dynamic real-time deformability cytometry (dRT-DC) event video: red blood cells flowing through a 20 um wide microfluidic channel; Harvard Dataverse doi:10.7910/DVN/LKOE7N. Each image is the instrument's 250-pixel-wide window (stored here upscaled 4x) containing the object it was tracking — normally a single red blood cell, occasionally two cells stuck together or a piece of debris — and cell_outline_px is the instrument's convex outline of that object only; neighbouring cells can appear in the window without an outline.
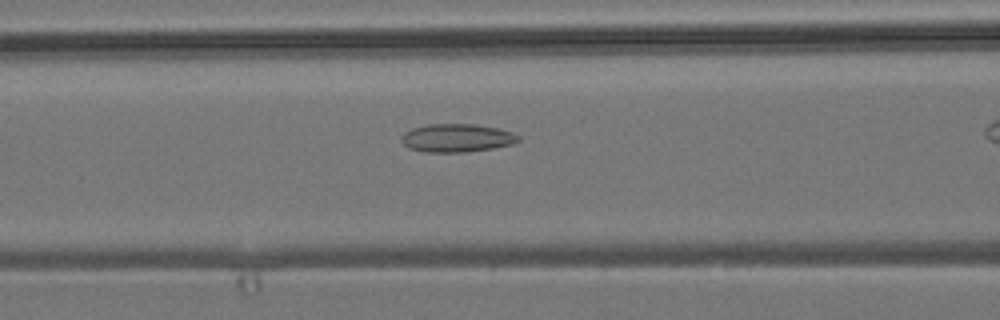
{"species": "common noctule bat (a hibernating species)", "species_latin": "Nyctalus noctula", "temperature_condition": "room temperature", "stored_images_in_passage": 35, "camera_frame_rate_fps": 3000, "um_per_image_px": 0.085, "animal": {"sex": "male", "body_mass_g": 19.2, "forearm_length_mm": 51.8}, "frame": {"image": 1, "passage_image": 15, "time_ms": 4.667, "image_size_px": [1000, 320], "cell_outline_px": [[520, 140], [512, 144], [492, 148], [468, 152], [424, 152], [408, 148], [400, 140], [400, 136], [404, 132], [412, 128], [428, 124], [476, 124], [500, 128], [512, 132], [520, 136]], "centroid_in_image_um": [38.82, 11.72], "position_along_channel_um": 127.8, "area_um2": 19.48}}
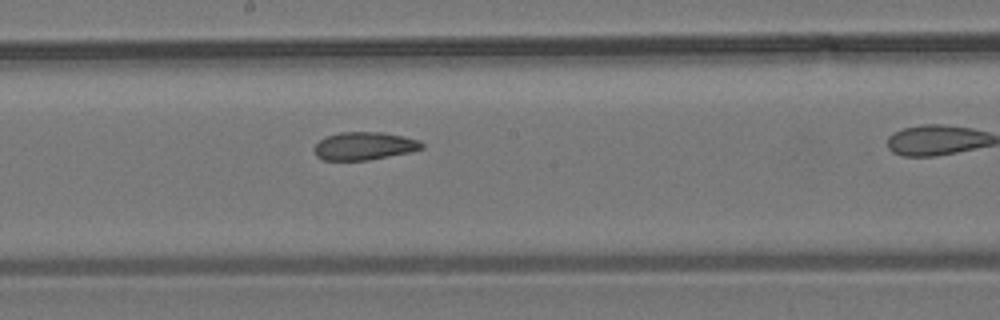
{"frame": {"image": 2, "passage_image": 22, "time_ms": 7.0, "image_size_px": [1000, 320], "cell_outline_px": [[424, 148], [408, 152], [368, 160], [324, 160], [316, 156], [312, 148], [320, 140], [328, 136], [340, 132], [384, 132], [404, 136], [420, 140], [424, 144]], "centroid_in_image_um": [30.96, 12.4], "position_along_channel_um": 217.2, "area_um2": 17.51}}
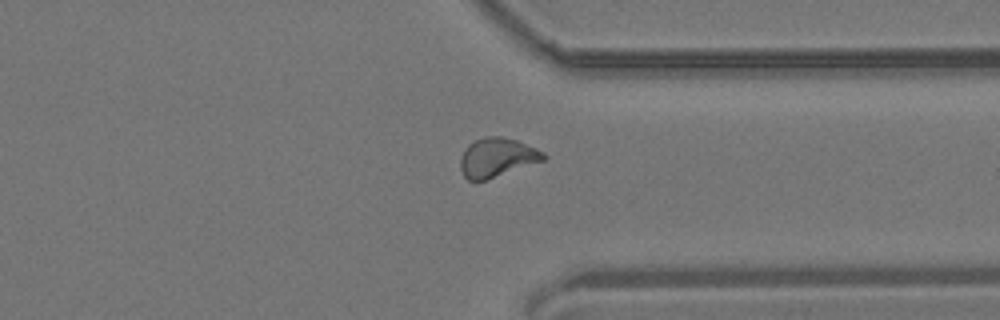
{"frame": {"image": 3, "passage_image": 34, "time_ms": 11.0, "image_size_px": [1000, 320], "cell_outline_px": [[548, 156], [544, 160], [484, 180], [468, 180], [464, 176], [460, 168], [460, 156], [464, 148], [472, 140], [484, 136], [500, 136], [516, 140], [536, 148], [544, 152]], "centroid_in_image_um": [42.21, 13.36], "position_along_channel_um": 369.2, "area_um2": 18.9}}